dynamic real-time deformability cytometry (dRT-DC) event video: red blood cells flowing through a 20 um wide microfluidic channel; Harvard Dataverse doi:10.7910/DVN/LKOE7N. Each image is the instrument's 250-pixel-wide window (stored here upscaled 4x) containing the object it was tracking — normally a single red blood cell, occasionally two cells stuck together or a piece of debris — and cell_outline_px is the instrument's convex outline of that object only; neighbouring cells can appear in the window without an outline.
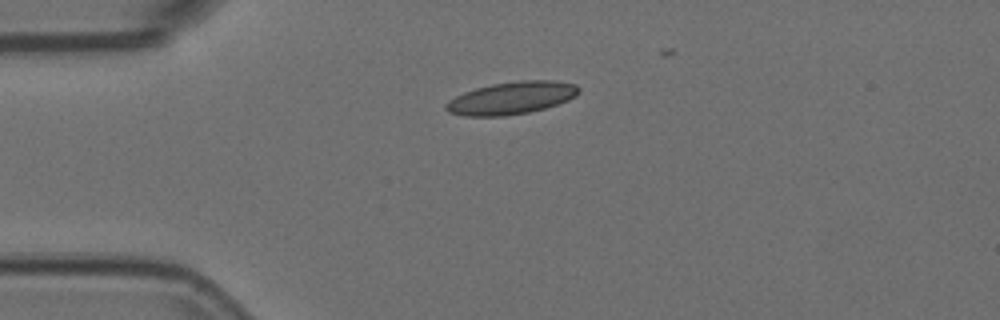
{"species": "Egyptian fruit bat (a non-hibernating species)", "species_latin": "Rousettus aegyptiacus", "temperature_condition": "room temperature", "stored_images_in_passage": 5, "camera_frame_rate_fps": 3000, "um_per_image_px": 0.085, "animal": {"sex": "female"}, "frame": {"image": 1, "passage_image": 1, "time_ms": 0.0, "image_size_px": [1000, 320], "cell_outline_px": [[580, 92], [576, 96], [568, 100], [544, 108], [528, 112], [504, 116], [464, 116], [448, 112], [444, 108], [444, 104], [448, 100], [464, 92], [476, 88], [492, 84], [520, 80], [552, 80], [576, 84], [580, 88]], "centroid_in_image_um": [43.46, 8.32], "position_along_channel_um": 41.5, "area_um2": 25.2}}
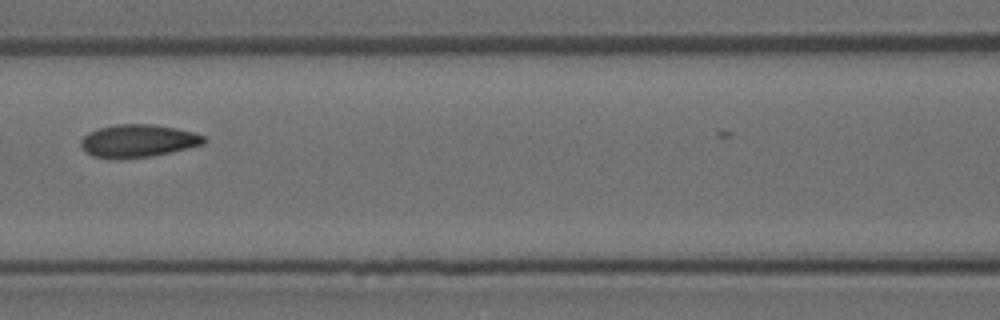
{"frame": {"image": 2, "passage_image": 4, "time_ms": 1.0, "image_size_px": [1000, 320], "cell_outline_px": [[204, 144], [152, 156], [92, 156], [80, 144], [80, 140], [88, 132], [100, 128], [116, 124], [152, 124], [176, 128], [196, 132], [204, 136]], "centroid_in_image_um": [11.78, 11.92], "position_along_channel_um": 154.8, "area_um2": 22.66}}
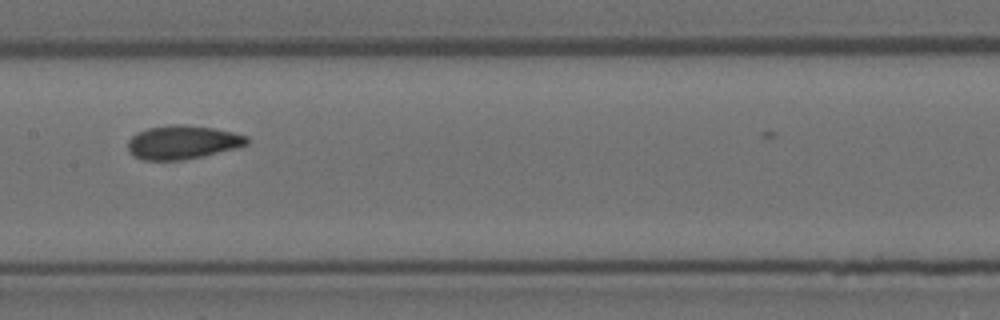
{"frame": {"image": 3, "passage_image": 5, "time_ms": 1.333, "image_size_px": [1000, 320], "cell_outline_px": [[248, 144], [236, 148], [184, 160], [144, 160], [136, 156], [128, 148], [128, 140], [136, 132], [148, 128], [176, 124], [184, 124], [212, 128], [232, 132], [248, 136]], "centroid_in_image_um": [15.52, 12.09], "position_along_channel_um": 191.9, "area_um2": 23.12}}